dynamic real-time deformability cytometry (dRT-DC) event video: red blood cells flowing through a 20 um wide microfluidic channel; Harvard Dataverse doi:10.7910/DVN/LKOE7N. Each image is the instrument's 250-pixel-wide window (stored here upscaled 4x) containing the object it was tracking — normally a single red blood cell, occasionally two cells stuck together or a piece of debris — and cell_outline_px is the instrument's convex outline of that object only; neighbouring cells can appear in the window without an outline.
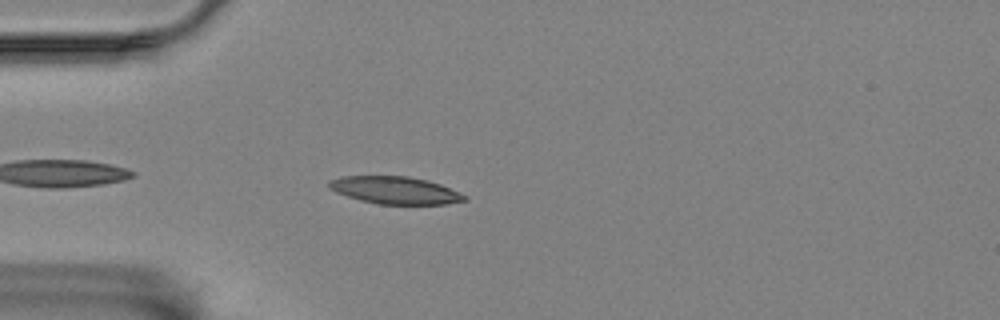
{"species": "Egyptian fruit bat (a non-hibernating species)", "species_latin": "Rousettus aegyptiacus", "temperature_condition": "room temperature", "stored_images_in_passage": 45, "camera_frame_rate_fps": 3000, "um_per_image_px": 0.085, "animal": {"sex": "female"}, "frame": {"image": 1, "passage_image": 4, "time_ms": 1.0, "image_size_px": [1000, 320], "cell_outline_px": [[468, 200], [448, 204], [376, 204], [360, 200], [336, 192], [328, 188], [328, 180], [340, 176], [408, 176], [428, 180], [440, 184], [468, 196]], "centroid_in_image_um": [33.58, 16.17], "position_along_channel_um": 51.4, "area_um2": 21.79}}
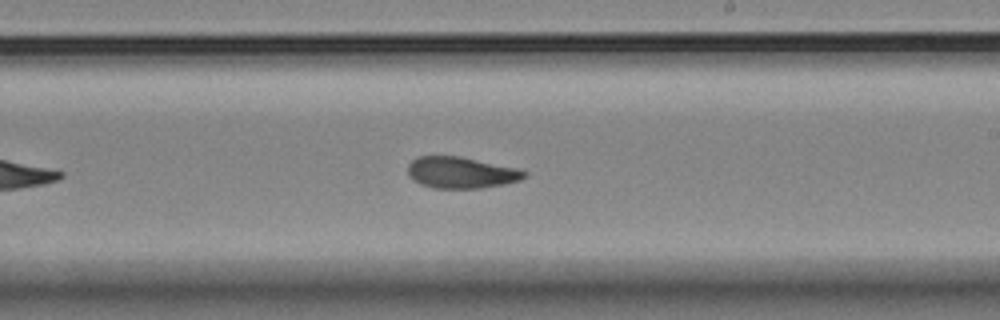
{"frame": {"image": 2, "passage_image": 22, "time_ms": 7.0, "image_size_px": [1000, 320], "cell_outline_px": [[528, 176], [520, 180], [504, 184], [480, 188], [432, 188], [420, 184], [412, 180], [408, 176], [408, 164], [416, 156], [460, 156], [520, 168], [528, 172]], "centroid_in_image_um": [39.21, 14.66], "position_along_channel_um": 249.8, "area_um2": 21.68}}
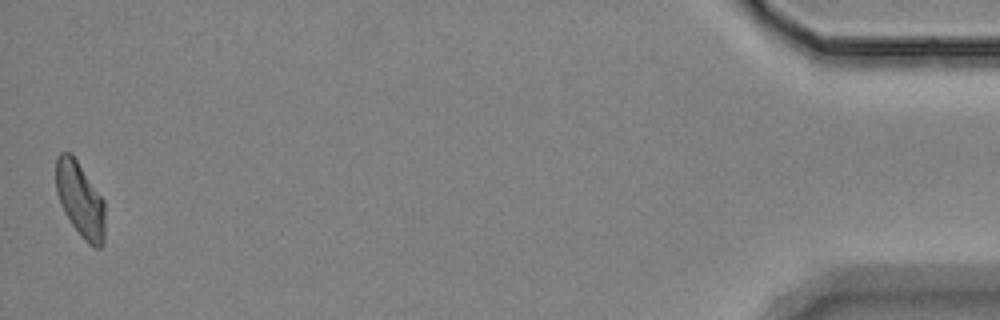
{"frame": {"image": 3, "passage_image": 45, "time_ms": 14.667, "image_size_px": [1000, 320], "cell_outline_px": [[104, 244], [100, 248], [96, 248], [88, 244], [80, 236], [64, 212], [60, 204], [56, 192], [56, 160], [60, 152], [72, 152], [104, 200]], "centroid_in_image_um": [6.81, 16.97], "position_along_channel_um": 428.4, "area_um2": 21.62}, "authors_computed_cell_mechanics": {"area_um2": 21.675, "velocity_mm_per_s": 3.4666, "shape_relaxation_time_tau1_ms": null, "shape_relaxation_time_tau2_ms": 3.2856, "deformation_change_tau1": null, "deformation_change_tau2": 0.0965}}